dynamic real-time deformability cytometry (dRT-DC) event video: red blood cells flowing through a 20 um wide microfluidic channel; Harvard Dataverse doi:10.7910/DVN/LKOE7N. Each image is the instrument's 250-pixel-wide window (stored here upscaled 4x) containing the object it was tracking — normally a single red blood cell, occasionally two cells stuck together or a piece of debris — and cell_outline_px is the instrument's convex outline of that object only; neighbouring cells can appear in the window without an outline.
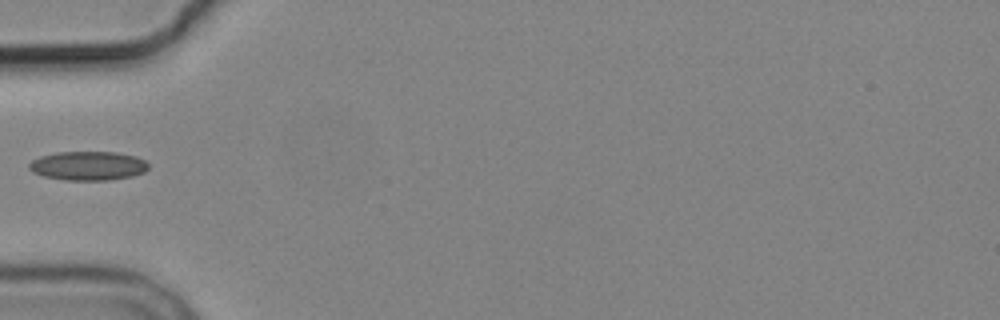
{"species": "common noctule bat (a hibernating species)", "species_latin": "Nyctalus noctula", "temperature_condition": "cold", "stored_images_in_passage": 3, "camera_frame_rate_fps": 3000, "um_per_image_px": 0.085, "animal": {"sex": "male", "body_mass_g": 19.2, "forearm_length_mm": 51.8}, "frame": {"image": 1, "passage_image": 3, "time_ms": 3.0, "image_size_px": [1000, 320], "cell_outline_px": [[148, 168], [144, 172], [132, 176], [112, 180], [64, 180], [44, 176], [32, 172], [28, 168], [28, 164], [32, 160], [40, 156], [56, 152], [116, 152], [136, 156], [144, 160], [148, 164]], "centroid_in_image_um": [7.47, 14.09], "position_along_channel_um": 77.5, "area_um2": 20.29}}